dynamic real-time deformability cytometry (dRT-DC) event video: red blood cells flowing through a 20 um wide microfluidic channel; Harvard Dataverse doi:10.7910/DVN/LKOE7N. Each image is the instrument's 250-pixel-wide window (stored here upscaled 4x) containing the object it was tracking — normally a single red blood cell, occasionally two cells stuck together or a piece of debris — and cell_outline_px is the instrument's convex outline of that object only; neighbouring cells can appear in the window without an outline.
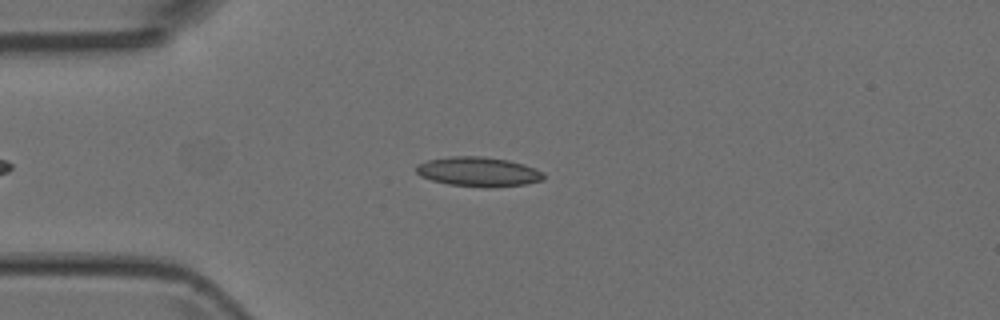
{"species": "Egyptian fruit bat (a non-hibernating species)", "species_latin": "Rousettus aegyptiacus", "temperature_condition": "room temperature", "stored_images_in_passage": 37, "camera_frame_rate_fps": 3000, "um_per_image_px": 0.085, "animal": {"sex": "female"}, "frame": {"image": 1, "passage_image": 11, "time_ms": 3.333, "image_size_px": [1000, 320], "cell_outline_px": [[544, 180], [524, 184], [448, 184], [432, 180], [420, 176], [416, 172], [416, 164], [428, 160], [452, 156], [480, 156], [508, 160], [524, 164], [536, 168], [544, 172]], "centroid_in_image_um": [40.64, 14.54], "position_along_channel_um": 44.4, "area_um2": 20.92}}
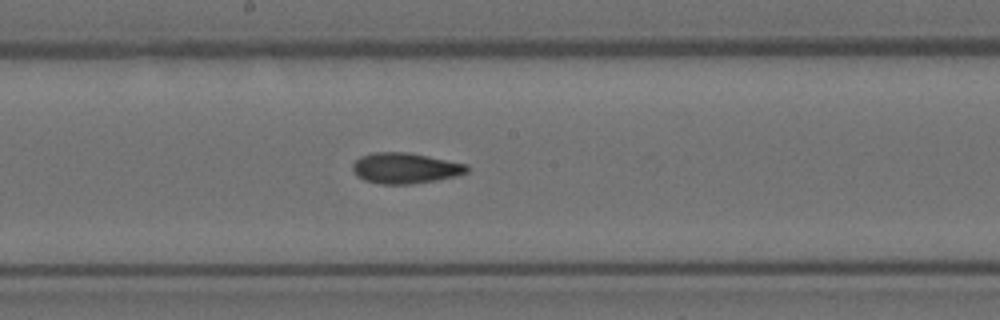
{"frame": {"image": 2, "passage_image": 25, "time_ms": 8.0, "image_size_px": [1000, 320], "cell_outline_px": [[468, 172], [456, 176], [436, 180], [412, 184], [380, 184], [364, 180], [356, 176], [352, 168], [352, 164], [360, 156], [372, 152], [408, 152], [468, 164]], "centroid_in_image_um": [34.42, 14.29], "position_along_channel_um": 213.8, "area_um2": 20.58}}
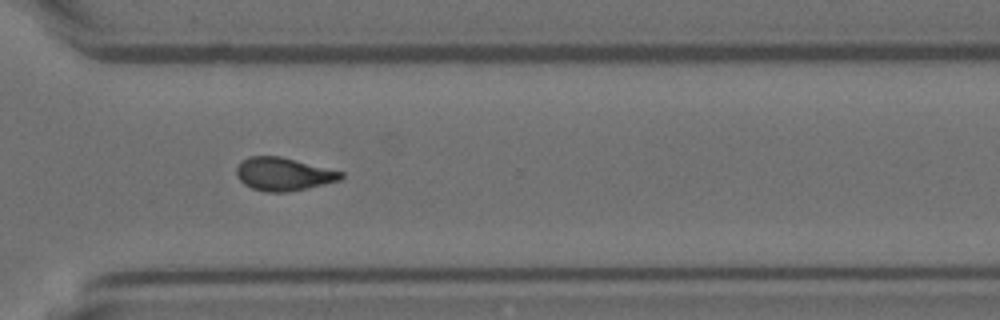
{"frame": {"image": 3, "passage_image": 35, "time_ms": 11.333, "image_size_px": [1000, 320], "cell_outline_px": [[344, 176], [340, 180], [308, 188], [288, 192], [264, 192], [252, 188], [244, 184], [236, 176], [236, 168], [240, 160], [248, 156], [280, 156], [344, 172]], "centroid_in_image_um": [24.06, 14.8], "position_along_channel_um": 346.5, "area_um2": 20.29}}